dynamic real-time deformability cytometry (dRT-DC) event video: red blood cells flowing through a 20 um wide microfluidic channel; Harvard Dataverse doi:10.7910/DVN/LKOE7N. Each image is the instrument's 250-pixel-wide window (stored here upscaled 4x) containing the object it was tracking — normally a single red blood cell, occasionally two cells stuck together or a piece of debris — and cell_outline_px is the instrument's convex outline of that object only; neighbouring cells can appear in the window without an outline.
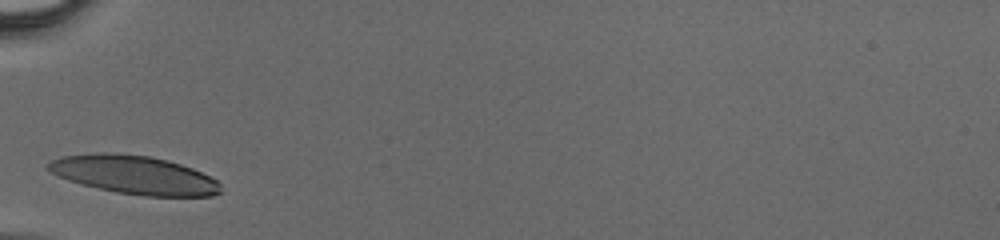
{"species": "human", "species_latin": "Homo sapiens", "temperature_condition": "cold", "stored_images_in_passage": 23, "camera_frame_rate_fps": 3000, "um_per_image_px": 0.085, "donor": {"sex": "male"}, "frame": {"image": 1, "passage_image": 1, "time_ms": 0.0, "image_size_px": [1000, 240], "cell_outline_px": [[220, 192], [212, 196], [144, 196], [116, 192], [68, 180], [52, 172], [48, 168], [48, 164], [52, 160], [64, 156], [104, 152], [148, 156], [168, 160], [192, 168], [216, 180], [220, 184]], "centroid_in_image_um": [11.45, 14.87], "position_along_channel_um": 73.6, "area_um2": 37.97}}
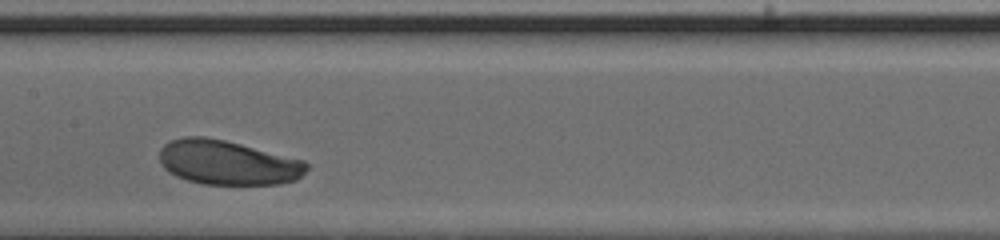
{"frame": {"image": 2, "passage_image": 9, "time_ms": 2.667, "image_size_px": [1000, 240], "cell_outline_px": [[308, 168], [296, 180], [280, 184], [204, 184], [188, 180], [176, 176], [168, 172], [164, 168], [160, 160], [160, 148], [164, 144], [172, 140], [184, 136], [204, 136], [224, 140], [304, 160], [308, 164]], "centroid_in_image_um": [19.34, 13.82], "position_along_channel_um": 188.1, "area_um2": 37.97}}
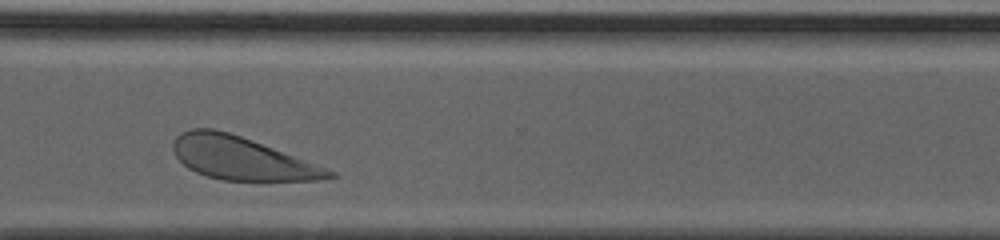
{"frame": {"image": 3, "passage_image": 20, "time_ms": 6.333, "image_size_px": [1000, 240], "cell_outline_px": [[340, 176], [316, 180], [220, 180], [196, 172], [188, 168], [176, 156], [172, 148], [172, 144], [176, 136], [180, 132], [192, 128], [212, 128], [228, 132], [240, 136], [336, 172]], "centroid_in_image_um": [20.47, 13.45], "position_along_channel_um": 350.1, "area_um2": 38.32}}